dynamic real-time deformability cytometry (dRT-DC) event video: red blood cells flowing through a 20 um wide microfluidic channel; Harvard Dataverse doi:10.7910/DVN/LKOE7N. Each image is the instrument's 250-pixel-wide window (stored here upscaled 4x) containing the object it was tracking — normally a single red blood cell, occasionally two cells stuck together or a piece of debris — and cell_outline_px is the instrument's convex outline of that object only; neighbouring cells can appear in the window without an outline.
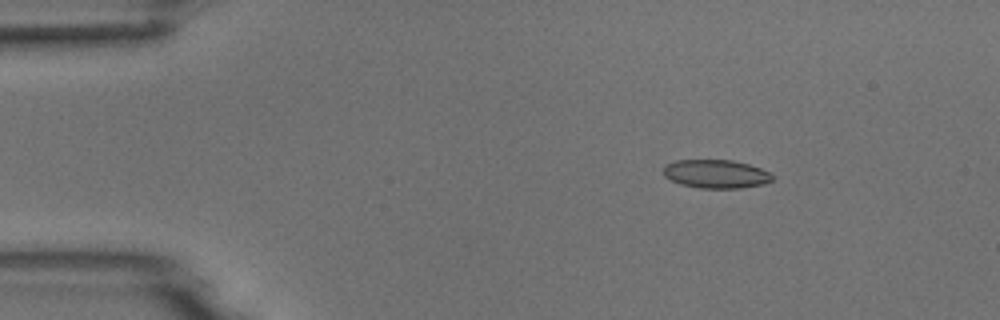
{"species": "common noctule bat (a hibernating species)", "species_latin": "Nyctalus noctula", "temperature_condition": "room temperature", "stored_images_in_passage": 5, "camera_frame_rate_fps": 3000, "um_per_image_px": 0.085, "animal": {"sex": "male", "body_mass_g": 18.8}, "frame": {"image": 1, "passage_image": 3, "time_ms": 2.333, "image_size_px": [1000, 320], "cell_outline_px": [[776, 176], [772, 180], [764, 184], [740, 188], [700, 188], [680, 184], [664, 176], [664, 164], [676, 160], [732, 160], [748, 164], [760, 168]], "centroid_in_image_um": [60.86, 14.78], "position_along_channel_um": 24.1, "area_um2": 18.15}}
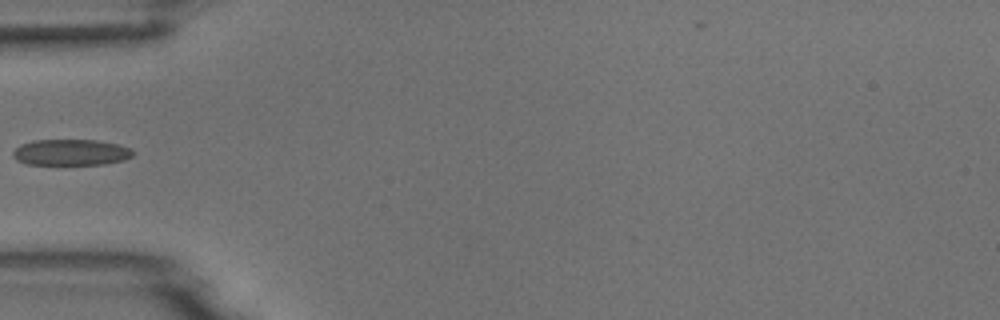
{"frame": {"image": 2, "passage_image": 5, "time_ms": 5.667, "image_size_px": [1000, 320], "cell_outline_px": [[136, 152], [132, 156], [124, 160], [104, 164], [24, 164], [16, 160], [12, 156], [12, 152], [20, 144], [32, 140], [96, 140], [116, 144], [132, 148]], "centroid_in_image_um": [6.02, 12.95], "position_along_channel_um": 79.0, "area_um2": 18.38}}